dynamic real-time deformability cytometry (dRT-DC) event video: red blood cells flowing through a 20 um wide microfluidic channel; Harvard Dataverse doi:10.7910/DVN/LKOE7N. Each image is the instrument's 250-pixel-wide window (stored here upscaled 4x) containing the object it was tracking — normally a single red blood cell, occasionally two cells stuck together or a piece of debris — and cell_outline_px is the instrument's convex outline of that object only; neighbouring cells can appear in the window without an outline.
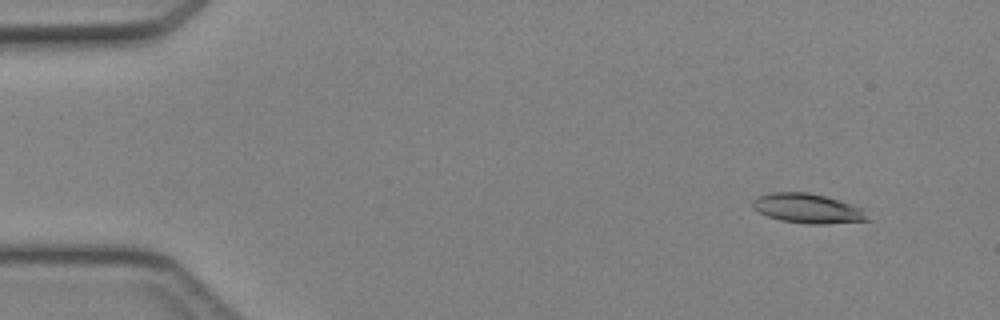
{"species": "Egyptian fruit bat (a non-hibernating species)", "species_latin": "Rousettus aegyptiacus", "temperature_condition": "cold", "stored_images_in_passage": 43, "camera_frame_rate_fps": 3000, "um_per_image_px": 0.085, "animal": {"sex": "female"}, "frame": {"image": 1, "passage_image": 1, "time_ms": 0.0, "image_size_px": [1000, 320], "cell_outline_px": [[872, 220], [824, 224], [808, 224], [780, 220], [768, 216], [752, 208], [752, 200], [756, 196], [772, 192], [808, 192], [840, 200], [860, 208]], "centroid_in_image_um": [68.62, 17.71], "position_along_channel_um": 16.4, "area_um2": 19.77}}
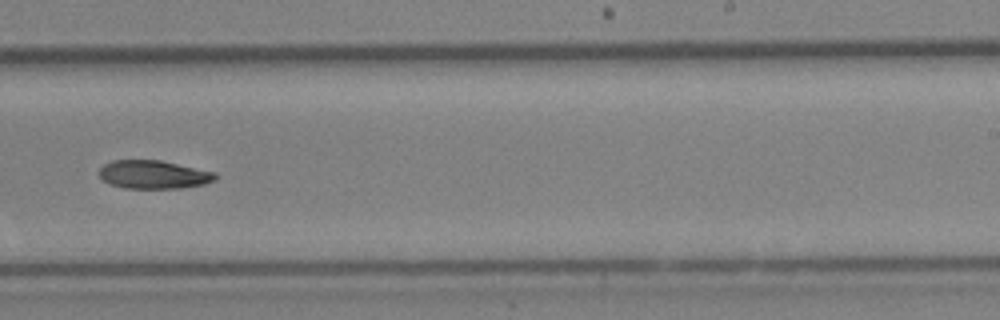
{"frame": {"image": 2, "passage_image": 26, "time_ms": 8.333, "image_size_px": [1000, 320], "cell_outline_px": [[216, 180], [204, 184], [180, 188], [124, 188], [112, 184], [104, 180], [100, 176], [100, 168], [104, 164], [112, 160], [160, 160], [216, 172]], "centroid_in_image_um": [13.08, 14.83], "position_along_channel_um": 275.9, "area_um2": 19.07}}
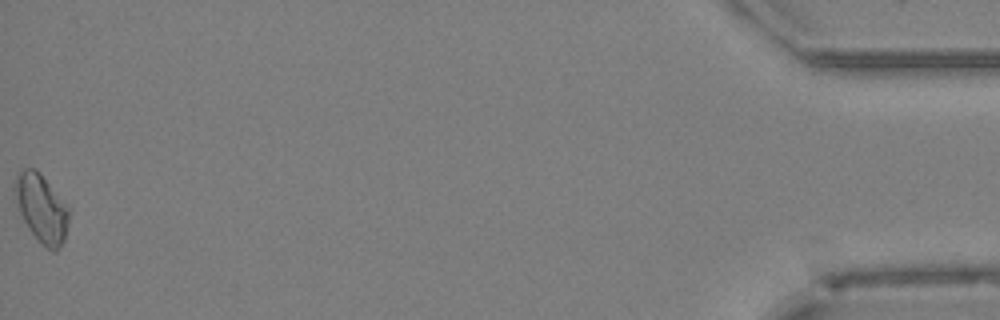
{"frame": {"image": 3, "passage_image": 43, "time_ms": 14.0, "image_size_px": [1000, 320], "cell_outline_px": [[68, 224], [64, 240], [56, 252], [52, 252], [28, 228], [20, 212], [12, 188], [12, 184], [20, 168], [36, 168], [40, 172], [68, 204]], "centroid_in_image_um": [3.51, 17.63], "position_along_channel_um": 431.7, "area_um2": 21.56}}